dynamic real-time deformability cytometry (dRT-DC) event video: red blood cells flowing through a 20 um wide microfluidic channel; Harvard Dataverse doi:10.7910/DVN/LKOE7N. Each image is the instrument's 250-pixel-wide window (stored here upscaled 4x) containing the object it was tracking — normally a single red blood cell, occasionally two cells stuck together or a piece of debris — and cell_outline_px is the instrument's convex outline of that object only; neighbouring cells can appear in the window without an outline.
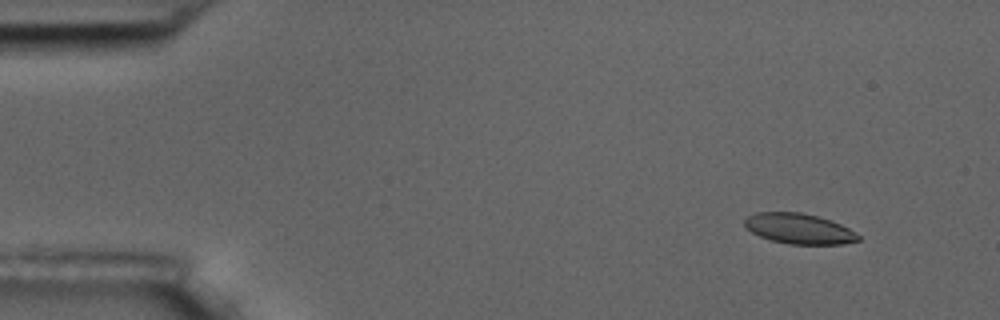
{"species": "common noctule bat (a hibernating species)", "species_latin": "Nyctalus noctula", "temperature_condition": "room temperature", "stored_images_in_passage": 15, "camera_frame_rate_fps": 3000, "um_per_image_px": 0.085, "animal": {"sex": "male", "body_mass_g": 17.5, "forearm_length_mm": 52.3}, "frame": {"image": 1, "passage_image": 2, "time_ms": 1.0, "image_size_px": [1000, 320], "cell_outline_px": [[860, 240], [844, 244], [788, 244], [772, 240], [760, 236], [752, 232], [744, 224], [744, 220], [748, 216], [756, 212], [800, 212], [832, 220], [848, 228], [860, 236]], "centroid_in_image_um": [67.93, 19.44], "position_along_channel_um": 17.1, "area_um2": 20.0}}
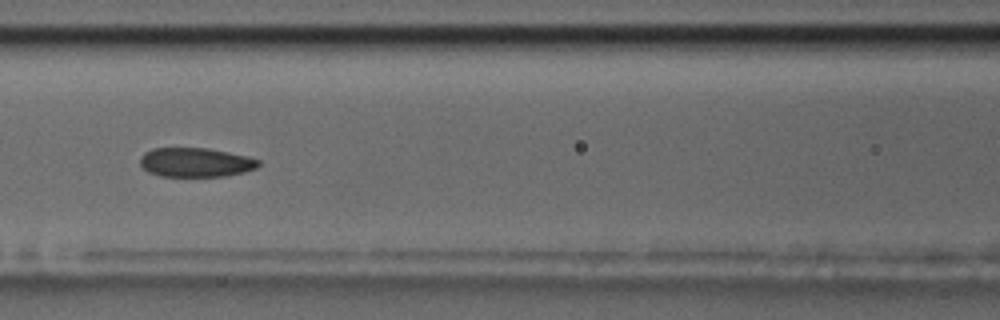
{"frame": {"image": 2, "passage_image": 7, "time_ms": 7.667, "image_size_px": [1000, 320], "cell_outline_px": [[260, 164], [256, 168], [244, 172], [224, 176], [160, 176], [148, 172], [140, 164], [140, 156], [144, 152], [152, 148], [208, 148], [248, 156], [260, 160]], "centroid_in_image_um": [16.62, 13.79], "position_along_channel_um": 150.0, "area_um2": 20.23}}
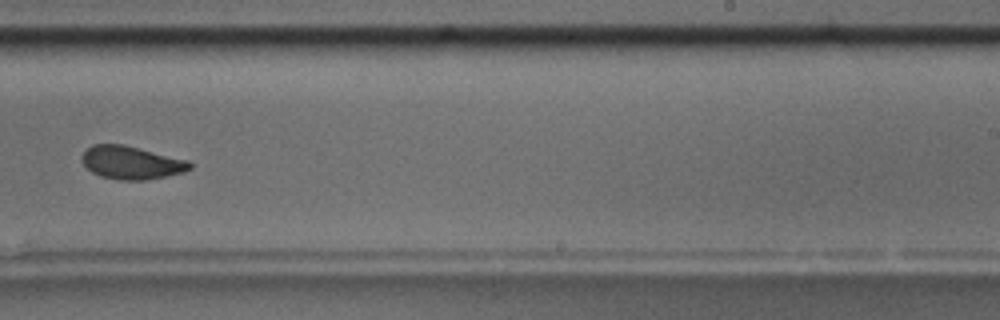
{"frame": {"image": 3, "passage_image": 10, "time_ms": 11.333, "image_size_px": [1000, 320], "cell_outline_px": [[192, 168], [184, 172], [144, 180], [120, 180], [100, 176], [92, 172], [84, 164], [80, 156], [92, 144], [124, 144], [188, 160], [192, 164]], "centroid_in_image_um": [11.16, 13.81], "position_along_channel_um": 277.8, "area_um2": 20.75}, "authors_computed_cell_mechanics": {"area_um2": 21.2126, "velocity_mm_per_s": 3.505, "shape_relaxation_time_tau1_ms": 2.7827, "shape_relaxation_time_tau2_ms": 2.1239, "deformation_change_tau1": 0.0901, "deformation_change_tau2": 0.0476}}